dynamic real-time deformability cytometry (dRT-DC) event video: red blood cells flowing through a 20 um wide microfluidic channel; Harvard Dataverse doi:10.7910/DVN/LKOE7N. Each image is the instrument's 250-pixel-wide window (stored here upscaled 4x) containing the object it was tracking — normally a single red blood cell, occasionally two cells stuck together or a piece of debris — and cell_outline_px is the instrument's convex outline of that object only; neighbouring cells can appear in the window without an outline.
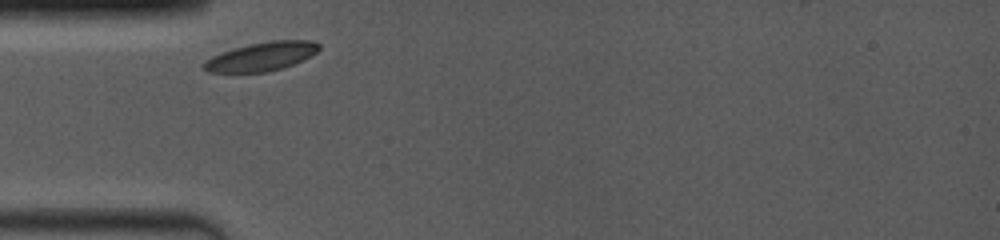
{"species": "common noctule bat (a hibernating species)", "species_latin": "Nyctalus noctula", "temperature_condition": "room temperature", "stored_images_in_passage": 2, "camera_frame_rate_fps": 4000, "um_per_image_px": 0.085, "animal": {"sex": "female", "body_mass_g": 19.0, "forearm_length_mm": 53.3}, "frame": {"image": 1, "passage_image": 1, "time_ms": 0.0, "image_size_px": [1000, 240], "cell_outline_px": [[320, 48], [316, 52], [292, 64], [268, 72], [208, 72], [200, 64], [204, 60], [212, 56], [232, 48], [272, 40], [312, 40], [320, 44]], "centroid_in_image_um": [22.18, 4.8], "position_along_channel_um": 62.8, "area_um2": 19.07}}
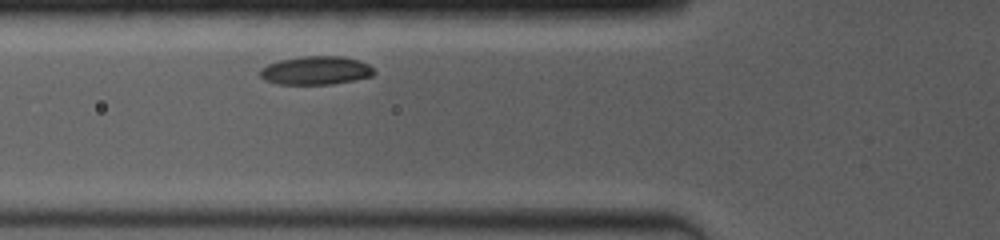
{"frame": {"image": 2, "passage_image": 2, "time_ms": 1.0, "image_size_px": [1000, 240], "cell_outline_px": [[376, 72], [372, 76], [332, 84], [280, 84], [264, 80], [260, 76], [260, 68], [268, 64], [280, 60], [300, 56], [344, 56], [368, 64]], "centroid_in_image_um": [26.82, 5.98], "position_along_channel_um": 99.0, "area_um2": 18.84}}